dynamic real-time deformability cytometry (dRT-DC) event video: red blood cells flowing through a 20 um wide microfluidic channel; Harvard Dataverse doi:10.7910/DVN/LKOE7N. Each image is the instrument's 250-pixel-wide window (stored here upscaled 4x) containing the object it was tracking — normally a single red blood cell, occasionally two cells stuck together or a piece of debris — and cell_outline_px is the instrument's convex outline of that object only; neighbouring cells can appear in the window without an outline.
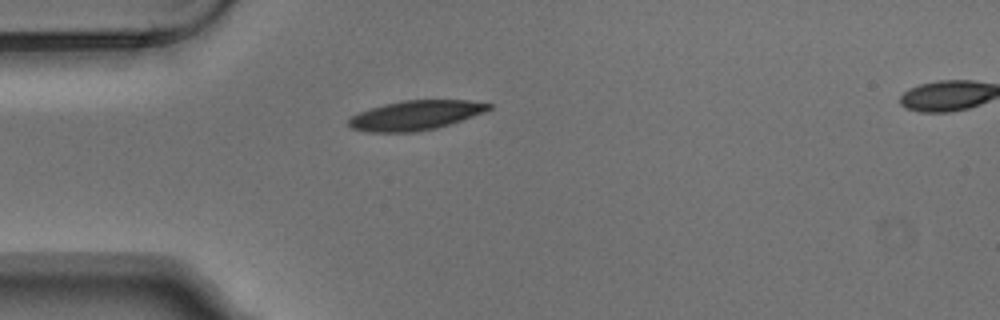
{"species": "Egyptian fruit bat (a non-hibernating species)", "species_latin": "Rousettus aegyptiacus", "temperature_condition": "warm", "stored_images_in_passage": 4, "camera_frame_rate_fps": 3000, "um_per_image_px": 0.085, "animal": {"sex": "male"}, "frame": {"image": 1, "passage_image": 4, "time_ms": 1.0, "image_size_px": [1000, 320], "cell_outline_px": [[492, 108], [484, 112], [436, 128], [416, 132], [368, 132], [352, 128], [348, 124], [348, 120], [352, 116], [360, 112], [384, 104], [404, 100], [468, 100], [492, 104]], "centroid_in_image_um": [35.32, 9.8], "position_along_channel_um": 49.7, "area_um2": 23.81}}